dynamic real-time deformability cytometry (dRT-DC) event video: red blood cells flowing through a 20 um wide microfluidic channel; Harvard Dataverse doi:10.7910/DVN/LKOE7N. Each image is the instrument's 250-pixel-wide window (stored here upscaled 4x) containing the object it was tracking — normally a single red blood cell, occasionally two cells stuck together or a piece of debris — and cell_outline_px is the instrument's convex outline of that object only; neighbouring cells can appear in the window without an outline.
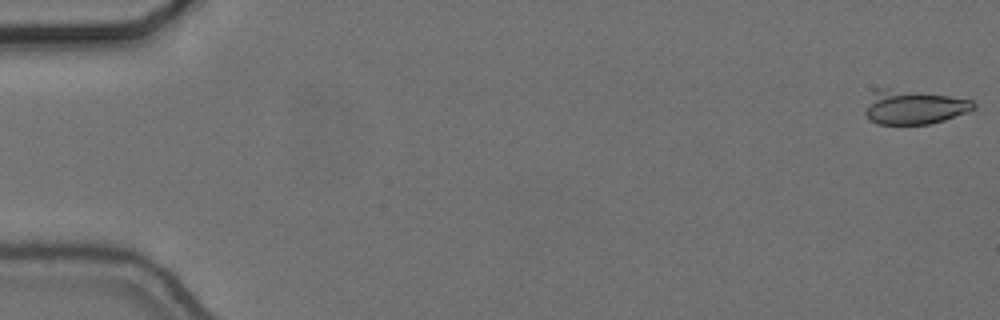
{"species": "common noctule bat (a hibernating species)", "species_latin": "Nyctalus noctula", "temperature_condition": "cold", "stored_images_in_passage": 17, "camera_frame_rate_fps": 3000, "um_per_image_px": 0.085, "animal": {"sex": "female", "body_mass_g": 24.6, "forearm_length_mm": 56.2}, "frame": {"image": 1, "passage_image": 1, "time_ms": 0.0, "image_size_px": [1000, 320], "cell_outline_px": [[976, 108], [968, 112], [944, 120], [928, 124], [876, 124], [864, 112], [872, 88], [888, 88], [948, 96], [972, 100], [976, 104]], "centroid_in_image_um": [77.64, 9.09], "position_along_channel_um": 7.4, "area_um2": 21.62}}
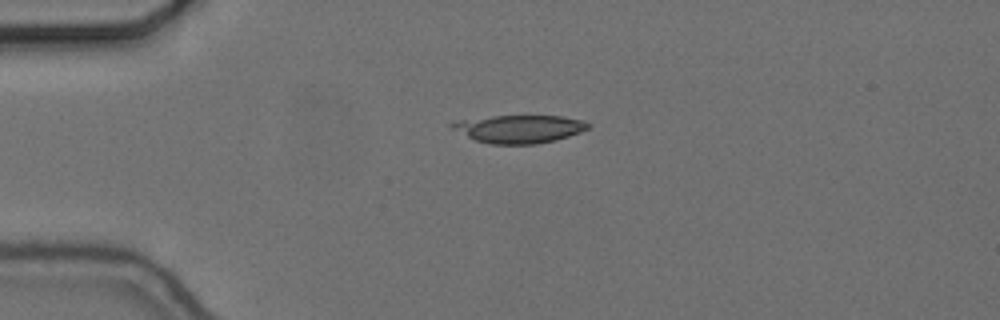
{"frame": {"image": 2, "passage_image": 14, "time_ms": 4.333, "image_size_px": [1000, 320], "cell_outline_px": [[588, 128], [580, 132], [556, 140], [536, 144], [488, 144], [476, 140], [452, 128], [448, 124], [460, 120], [492, 116], [560, 116], [584, 120], [588, 124]], "centroid_in_image_um": [44.14, 10.96], "position_along_channel_um": 40.9, "area_um2": 21.91}}